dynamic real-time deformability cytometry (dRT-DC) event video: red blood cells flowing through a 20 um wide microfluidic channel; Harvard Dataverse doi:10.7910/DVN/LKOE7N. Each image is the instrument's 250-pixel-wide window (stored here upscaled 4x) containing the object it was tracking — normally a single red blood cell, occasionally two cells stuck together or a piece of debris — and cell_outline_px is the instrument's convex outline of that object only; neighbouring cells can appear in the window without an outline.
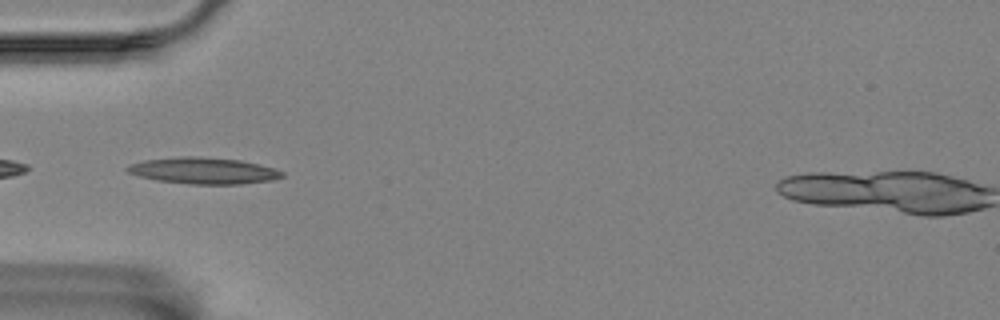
{"species": "Egyptian fruit bat (a non-hibernating species)", "species_latin": "Rousettus aegyptiacus", "temperature_condition": "room temperature", "stored_images_in_passage": 34, "camera_frame_rate_fps": 3000, "um_per_image_px": 0.085, "animal": {"sex": "female"}, "frame": {"image": 1, "passage_image": 1, "time_ms": 0.0, "image_size_px": [1000, 320], "cell_outline_px": [[284, 176], [272, 180], [240, 184], [192, 184], [156, 180], [140, 176], [128, 172], [124, 168], [132, 164], [144, 160], [180, 156], [196, 156], [240, 160], [260, 164], [276, 168], [284, 172]], "centroid_in_image_um": [17.33, 14.5], "position_along_channel_um": 67.7, "area_um2": 23.81}}
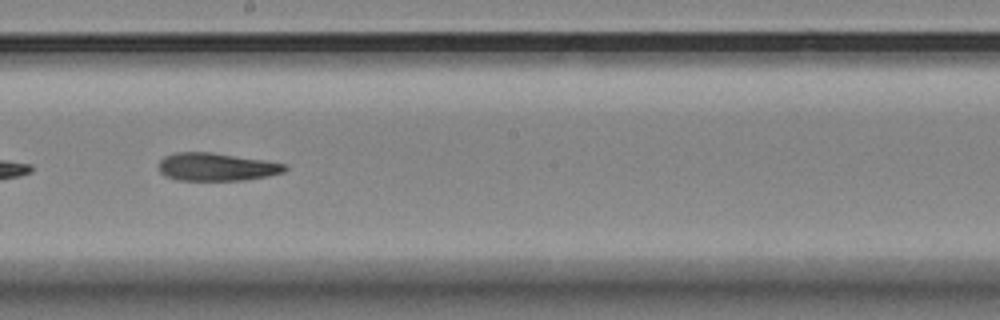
{"frame": {"image": 2, "passage_image": 15, "time_ms": 4.667, "image_size_px": [1000, 320], "cell_outline_px": [[288, 168], [284, 172], [264, 176], [240, 180], [176, 180], [164, 176], [160, 172], [160, 160], [164, 156], [176, 152], [212, 152], [264, 160], [284, 164]], "centroid_in_image_um": [18.35, 14.18], "position_along_channel_um": 229.8, "area_um2": 20.35}}
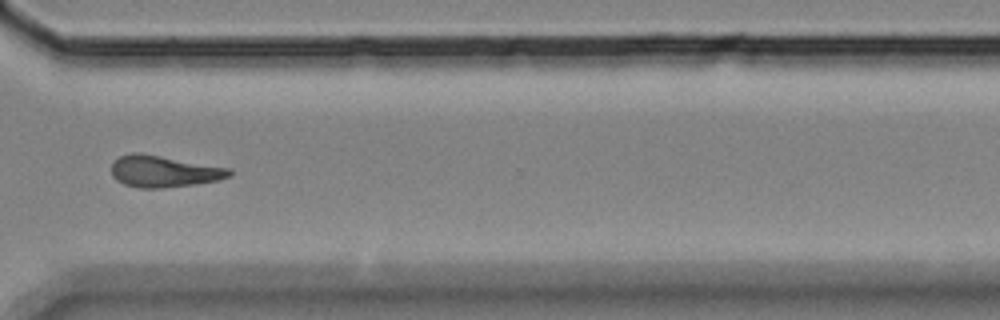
{"frame": {"image": 3, "passage_image": 26, "time_ms": 8.333, "image_size_px": [1000, 320], "cell_outline_px": [[232, 176], [220, 180], [192, 184], [160, 188], [140, 188], [124, 184], [116, 180], [112, 176], [112, 164], [120, 156], [160, 156], [232, 168]], "centroid_in_image_um": [14.02, 14.61], "position_along_channel_um": 356.6, "area_um2": 20.98}, "authors_computed_cell_mechanics": {"area_um2": 21.1548, "velocity_mm_per_s": 3.4589, "shape_relaxation_time_tau1_ms": 5.8757, "shape_relaxation_time_tau2_ms": 7.9636, "deformation_change_tau1": 0.1652, "deformation_change_tau2": 0.1952}}